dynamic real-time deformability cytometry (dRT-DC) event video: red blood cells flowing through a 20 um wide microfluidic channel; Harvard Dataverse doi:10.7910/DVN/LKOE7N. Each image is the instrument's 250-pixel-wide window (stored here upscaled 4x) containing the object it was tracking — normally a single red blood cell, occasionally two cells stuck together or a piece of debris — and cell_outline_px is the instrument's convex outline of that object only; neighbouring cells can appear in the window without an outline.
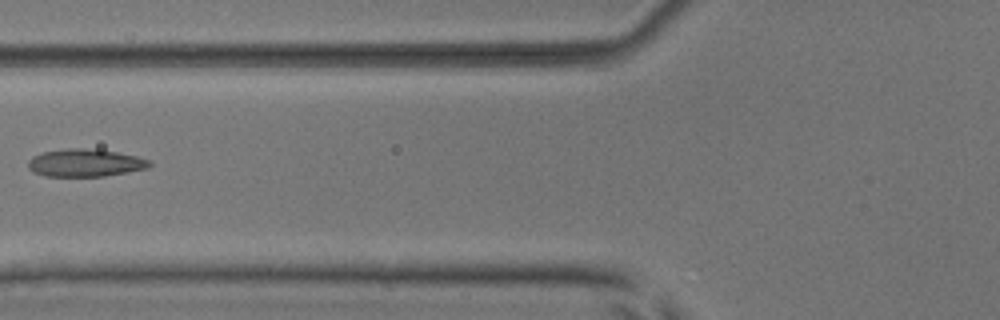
{"species": "common noctule bat (a hibernating species)", "species_latin": "Nyctalus noctula", "temperature_condition": "room temperature", "stored_images_in_passage": 6, "camera_frame_rate_fps": 3000, "um_per_image_px": 0.085, "animal": {"sex": "male", "body_mass_g": 17.9, "forearm_length_mm": 54.2}, "frame": {"image": 1, "passage_image": 5, "time_ms": 4.667, "image_size_px": [1000, 320], "cell_outline_px": [[152, 164], [148, 168], [128, 172], [104, 176], [44, 176], [32, 172], [28, 168], [28, 160], [32, 156], [44, 152], [68, 148], [84, 148], [116, 152], [136, 156], [148, 160]], "centroid_in_image_um": [7.21, 13.85], "position_along_channel_um": 118.6, "area_um2": 19.48}}
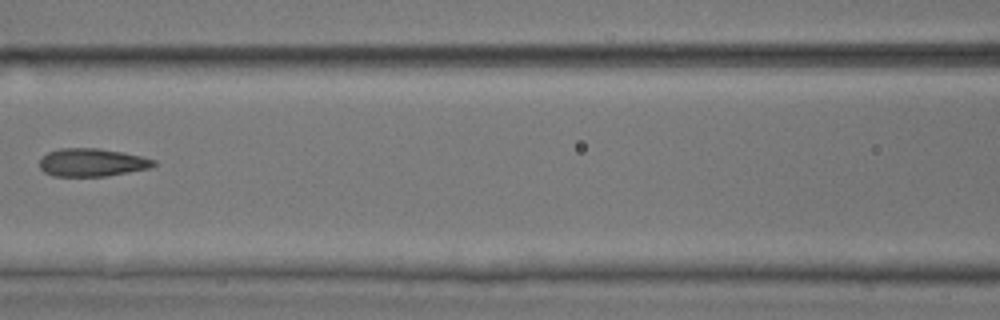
{"frame": {"image": 2, "passage_image": 6, "time_ms": 5.667, "image_size_px": [1000, 320], "cell_outline_px": [[156, 164], [152, 168], [104, 176], [52, 176], [44, 172], [40, 168], [40, 160], [48, 152], [60, 148], [100, 148], [124, 152], [156, 160]], "centroid_in_image_um": [7.83, 13.8], "position_along_channel_um": 158.8, "area_um2": 18.67}}